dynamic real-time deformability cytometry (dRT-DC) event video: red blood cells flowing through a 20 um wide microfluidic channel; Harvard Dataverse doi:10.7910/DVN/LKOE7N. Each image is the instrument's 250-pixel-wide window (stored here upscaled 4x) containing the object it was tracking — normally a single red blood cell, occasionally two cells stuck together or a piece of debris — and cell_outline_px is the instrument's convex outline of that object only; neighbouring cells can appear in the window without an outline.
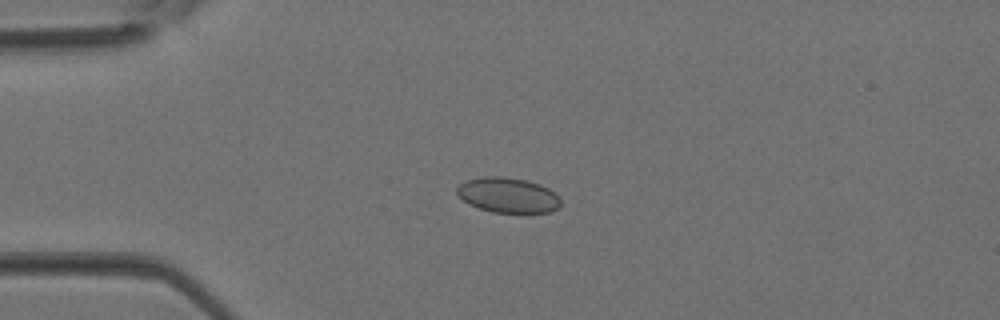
{"species": "Egyptian fruit bat (a non-hibernating species)", "species_latin": "Rousettus aegyptiacus", "temperature_condition": "room temperature", "stored_images_in_passage": 3, "camera_frame_rate_fps": 3000, "um_per_image_px": 0.085, "animal": {"sex": "female"}, "frame": {"image": 1, "passage_image": 3, "time_ms": 0.667, "image_size_px": [1000, 320], "cell_outline_px": [[560, 208], [552, 212], [528, 216], [524, 216], [492, 212], [468, 204], [456, 192], [456, 188], [464, 180], [484, 176], [504, 176], [524, 180], [540, 184], [548, 188], [560, 200]], "centroid_in_image_um": [43.21, 16.64], "position_along_channel_um": 41.8, "area_um2": 22.08}}